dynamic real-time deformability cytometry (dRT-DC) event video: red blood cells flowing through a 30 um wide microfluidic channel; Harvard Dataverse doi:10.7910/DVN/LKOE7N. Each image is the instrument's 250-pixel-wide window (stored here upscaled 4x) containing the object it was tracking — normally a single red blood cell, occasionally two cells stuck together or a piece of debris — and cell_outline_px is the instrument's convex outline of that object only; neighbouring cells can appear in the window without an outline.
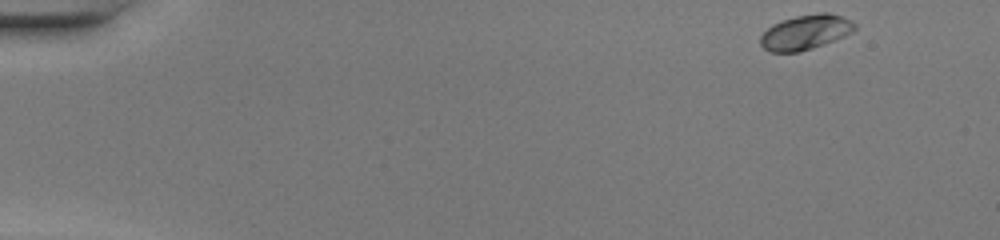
{"species": "common noctule bat (a hibernating species)", "species_latin": "Nyctalus noctula", "temperature_condition": "warm", "stored_images_in_passage": 46, "camera_frame_rate_fps": 3000, "um_per_image_px": 0.085, "animal": {"sex": "female", "body_mass_g": 20.0, "forearm_length_mm": 54.0}, "frame": {"image": 1, "passage_image": 1, "time_ms": 0.0, "image_size_px": [1000, 240], "cell_outline_px": [[856, 28], [852, 32], [844, 36], [812, 48], [800, 52], [768, 52], [760, 44], [760, 36], [772, 24], [796, 16], [820, 12], [828, 12], [852, 20], [856, 24]], "centroid_in_image_um": [68.46, 2.74], "position_along_channel_um": 16.5, "area_um2": 19.07}}
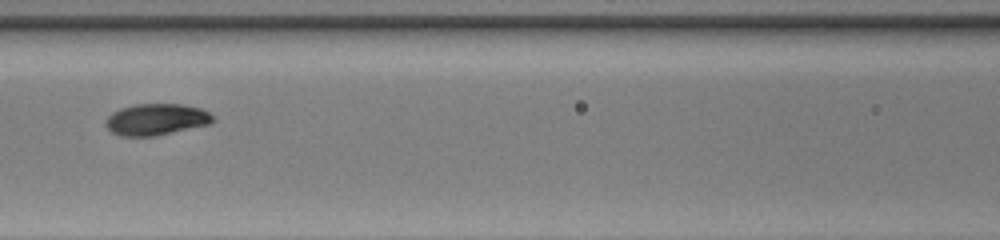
{"frame": {"image": 2, "passage_image": 20, "time_ms": 6.333, "image_size_px": [1000, 240], "cell_outline_px": [[216, 120], [208, 124], [156, 136], [120, 136], [112, 132], [104, 124], [104, 120], [112, 112], [120, 108], [136, 104], [180, 104], [200, 108], [208, 112]], "centroid_in_image_um": [13.24, 10.15], "position_along_channel_um": 153.4, "area_um2": 19.65}}
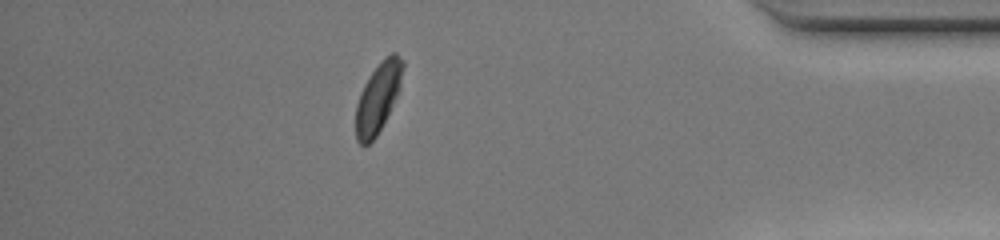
{"frame": {"image": 3, "passage_image": 40, "time_ms": 13.0, "image_size_px": [1000, 240], "cell_outline_px": [[404, 64], [400, 88], [376, 136], [364, 148], [356, 140], [356, 104], [360, 92], [368, 76], [380, 60], [384, 56], [392, 52], [396, 52], [404, 60]], "centroid_in_image_um": [32.12, 8.24], "position_along_channel_um": 403.1, "area_um2": 19.13}, "authors_computed_cell_mechanics": {"area_um2": 19.3341, "velocity_mm_per_s": 4.2719, "shape_relaxation_time_tau1_ms": 2.1391, "shape_relaxation_time_tau2_ms": 0.7912, "deformation_change_tau1": 0.1251, "deformation_change_tau2": 0.0307}}